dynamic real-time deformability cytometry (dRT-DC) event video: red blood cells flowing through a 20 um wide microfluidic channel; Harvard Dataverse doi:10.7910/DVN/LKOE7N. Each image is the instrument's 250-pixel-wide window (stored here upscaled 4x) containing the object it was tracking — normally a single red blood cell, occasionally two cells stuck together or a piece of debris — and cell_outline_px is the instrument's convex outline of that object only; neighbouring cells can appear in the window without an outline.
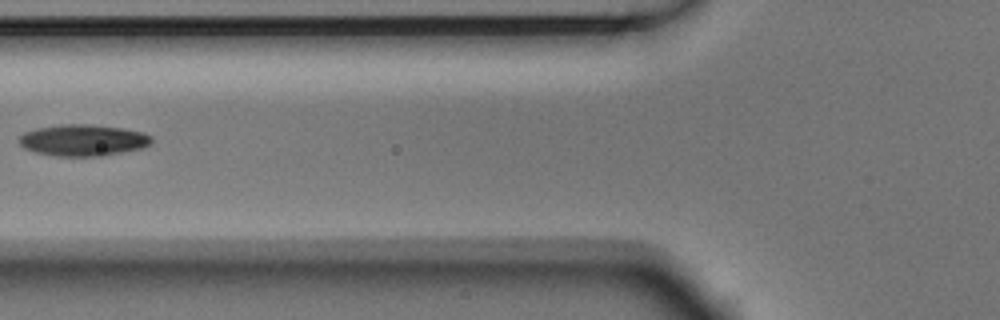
{"species": "Egyptian fruit bat (a non-hibernating species)", "species_latin": "Rousettus aegyptiacus", "temperature_condition": "room temperature", "stored_images_in_passage": 6, "camera_frame_rate_fps": 3000, "um_per_image_px": 0.085, "animal": {"sex": "male"}, "frame": {"image": 1, "passage_image": 5, "time_ms": 1.333, "image_size_px": [1000, 320], "cell_outline_px": [[152, 140], [144, 148], [100, 156], [56, 156], [36, 152], [24, 148], [16, 140], [24, 132], [36, 128], [60, 124], [92, 124], [124, 128], [144, 132], [152, 136]], "centroid_in_image_um": [7.05, 11.9], "position_along_channel_um": 118.7, "area_um2": 24.51}}
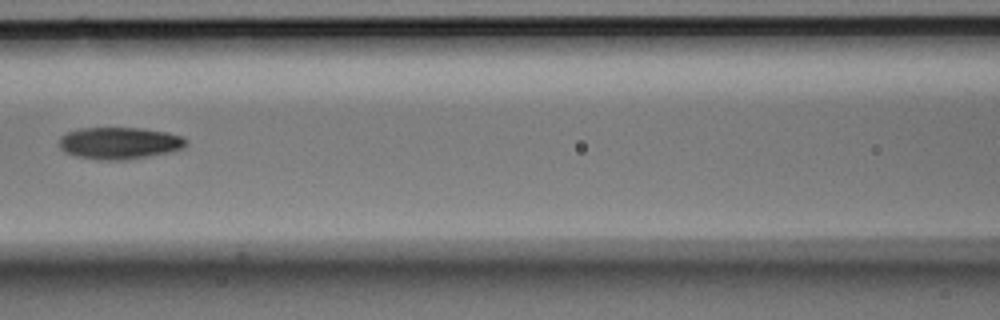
{"frame": {"image": 2, "passage_image": 6, "time_ms": 1.667, "image_size_px": [1000, 320], "cell_outline_px": [[188, 144], [184, 148], [172, 152], [124, 160], [96, 160], [76, 156], [64, 152], [60, 148], [60, 136], [68, 132], [80, 128], [144, 128], [168, 132], [184, 136], [188, 140]], "centroid_in_image_um": [10.2, 12.16], "position_along_channel_um": 156.4, "area_um2": 23.99}}